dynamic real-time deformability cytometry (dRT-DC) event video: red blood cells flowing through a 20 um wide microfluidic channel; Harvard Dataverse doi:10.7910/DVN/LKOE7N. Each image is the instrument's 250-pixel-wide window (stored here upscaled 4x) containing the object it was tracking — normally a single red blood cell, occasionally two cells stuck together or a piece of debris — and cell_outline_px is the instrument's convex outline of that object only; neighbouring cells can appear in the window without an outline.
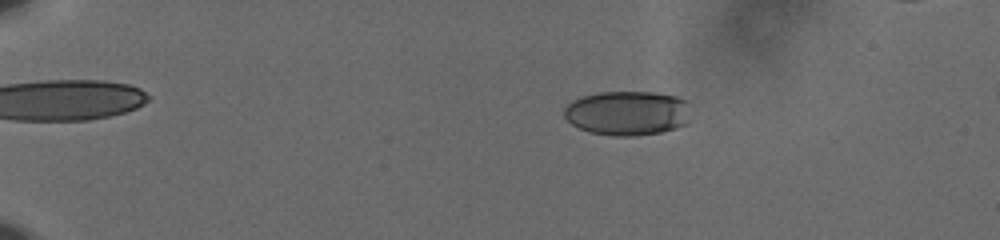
{"species": "human", "species_latin": "Homo sapiens", "temperature_condition": "cold", "stored_images_in_passage": 50, "camera_frame_rate_fps": 3000, "um_per_image_px": 0.085, "donor": {"sex": "male"}, "frame": {"image": 1, "passage_image": 3, "time_ms": 0.667, "image_size_px": [1000, 240], "cell_outline_px": [[688, 124], [676, 128], [660, 132], [632, 136], [612, 136], [588, 132], [572, 124], [564, 116], [564, 108], [572, 100], [580, 96], [600, 92], [656, 92], [676, 96], [688, 100]], "centroid_in_image_um": [53.33, 9.6], "position_along_channel_um": 31.7, "area_um2": 33.12}}
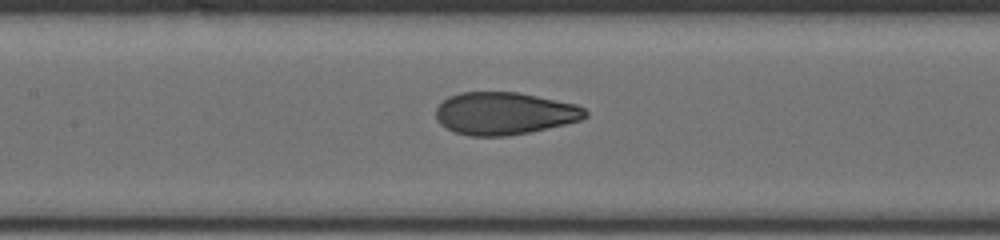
{"frame": {"image": 2, "passage_image": 22, "time_ms": 7.0, "image_size_px": [1000, 240], "cell_outline_px": [[588, 116], [580, 120], [564, 124], [528, 132], [504, 136], [468, 136], [456, 132], [440, 124], [436, 120], [436, 108], [448, 96], [460, 92], [516, 92], [576, 104], [584, 108], [588, 112]], "centroid_in_image_um": [42.85, 9.63], "position_along_channel_um": 164.5, "area_um2": 36.76}}
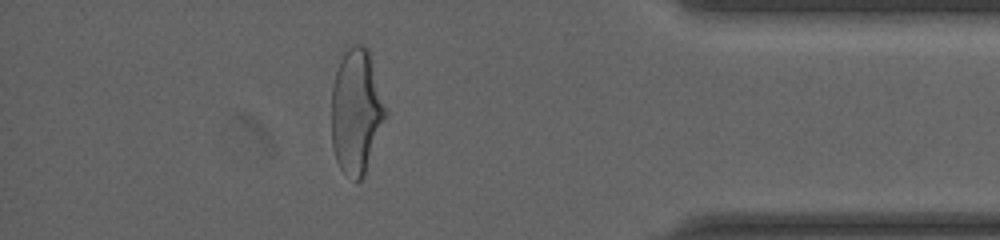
{"frame": {"image": 3, "passage_image": 44, "time_ms": 14.333, "image_size_px": [1000, 240], "cell_outline_px": [[388, 112], [364, 176], [360, 180], [356, 180], [344, 172], [340, 168], [336, 160], [332, 144], [332, 84], [340, 60], [344, 52], [352, 44], [360, 44], [368, 48]], "centroid_in_image_um": [30.29, 9.45], "position_along_channel_um": 404.9, "area_um2": 39.3}, "authors_computed_cell_mechanics": {"area_um2": 37.0209, "velocity_mm_per_s": 3.6254, "shape_relaxation_time_tau1_ms": 4.1281, "shape_relaxation_time_tau2_ms": 0.764, "deformation_change_tau1": 0.1809, "deformation_change_tau2": 0.0625}}